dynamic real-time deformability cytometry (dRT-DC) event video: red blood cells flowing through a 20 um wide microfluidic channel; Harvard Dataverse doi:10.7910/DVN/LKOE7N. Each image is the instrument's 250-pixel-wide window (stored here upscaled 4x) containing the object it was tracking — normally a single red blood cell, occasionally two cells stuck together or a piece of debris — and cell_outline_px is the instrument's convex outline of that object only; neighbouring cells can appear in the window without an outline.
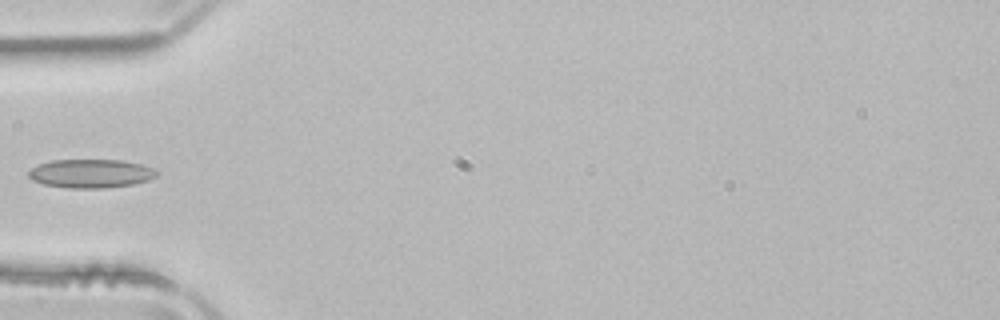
{"species": "common noctule bat (a hibernating species)", "species_latin": "Nyctalus noctula", "temperature_condition": "room temperature", "stored_images_in_passage": 2, "camera_frame_rate_fps": 3000, "um_per_image_px": 0.085, "animal": {"sex": "male", "body_mass_g": 21.5, "forearm_length_mm": 52.0}, "frame": {"image": 1, "passage_image": 2, "time_ms": 0.333, "image_size_px": [1000, 320], "cell_outline_px": [[160, 172], [156, 176], [148, 180], [132, 184], [104, 188], [68, 188], [44, 184], [32, 180], [28, 176], [28, 172], [32, 168], [40, 164], [52, 160], [120, 160], [140, 164], [152, 168]], "centroid_in_image_um": [7.72, 14.75], "position_along_channel_um": 77.3, "area_um2": 21.27}}